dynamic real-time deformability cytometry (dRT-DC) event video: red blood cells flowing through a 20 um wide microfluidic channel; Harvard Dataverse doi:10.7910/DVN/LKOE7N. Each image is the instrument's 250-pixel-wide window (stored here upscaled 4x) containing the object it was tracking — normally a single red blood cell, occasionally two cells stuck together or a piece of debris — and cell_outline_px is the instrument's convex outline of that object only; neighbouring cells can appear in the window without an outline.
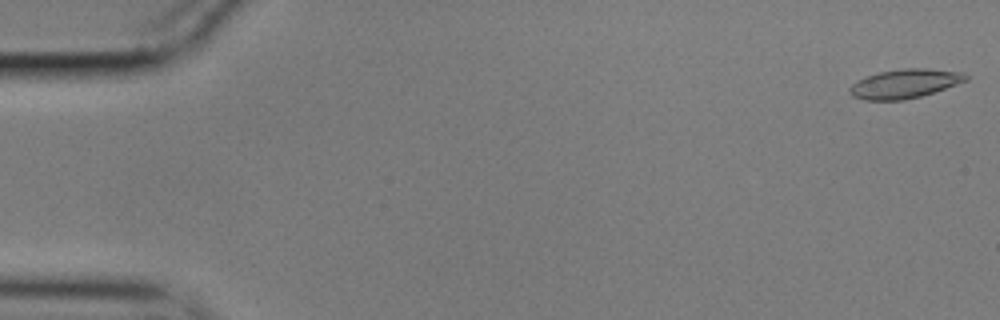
{"species": "common noctule bat (a hibernating species)", "species_latin": "Nyctalus noctula", "temperature_condition": "cold", "stored_images_in_passage": 56, "camera_frame_rate_fps": 3000, "um_per_image_px": 0.085, "animal": {"sex": "male", "body_mass_g": 17.9}, "frame": {"image": 1, "passage_image": 1, "time_ms": 0.0, "image_size_px": [1000, 320], "cell_outline_px": [[968, 80], [920, 96], [904, 100], [864, 100], [852, 96], [848, 92], [848, 88], [856, 80], [880, 72], [904, 68], [924, 68], [964, 72], [968, 76]], "centroid_in_image_um": [76.87, 7.11], "position_along_channel_um": 8.1, "area_um2": 19.59}}
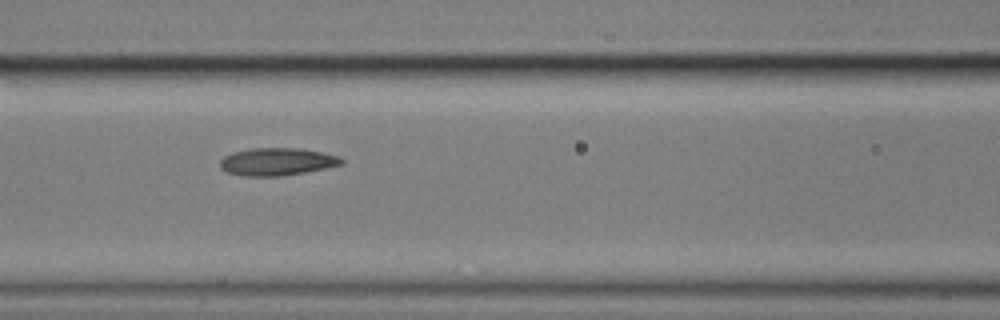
{"frame": {"image": 2, "passage_image": 24, "time_ms": 7.667, "image_size_px": [1000, 320], "cell_outline_px": [[344, 164], [304, 172], [280, 176], [244, 176], [224, 172], [220, 168], [220, 160], [224, 156], [232, 152], [252, 148], [300, 148], [340, 156], [344, 160]], "centroid_in_image_um": [23.52, 13.74], "position_along_channel_um": 143.1, "area_um2": 19.59}}
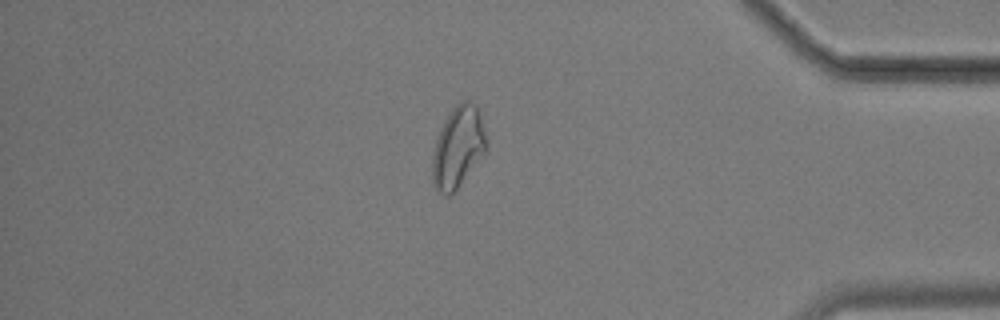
{"frame": {"image": 3, "passage_image": 48, "time_ms": 15.667, "image_size_px": [1000, 320], "cell_outline_px": [[484, 152], [460, 184], [448, 196], [444, 196], [432, 184], [432, 152], [440, 128], [444, 120], [452, 108], [460, 100], [468, 100], [476, 104], [480, 116], [484, 132]], "centroid_in_image_um": [38.87, 12.48], "position_along_channel_um": 396.3, "area_um2": 25.03}, "authors_computed_cell_mechanics": {"area_um2": 19.8832, "velocity_mm_per_s": 3.5412, "shape_relaxation_time_tau1_ms": 7.7714, "shape_relaxation_time_tau2_ms": 3.4923, "deformation_change_tau1": 0.1567, "deformation_change_tau2": 0.0942}}